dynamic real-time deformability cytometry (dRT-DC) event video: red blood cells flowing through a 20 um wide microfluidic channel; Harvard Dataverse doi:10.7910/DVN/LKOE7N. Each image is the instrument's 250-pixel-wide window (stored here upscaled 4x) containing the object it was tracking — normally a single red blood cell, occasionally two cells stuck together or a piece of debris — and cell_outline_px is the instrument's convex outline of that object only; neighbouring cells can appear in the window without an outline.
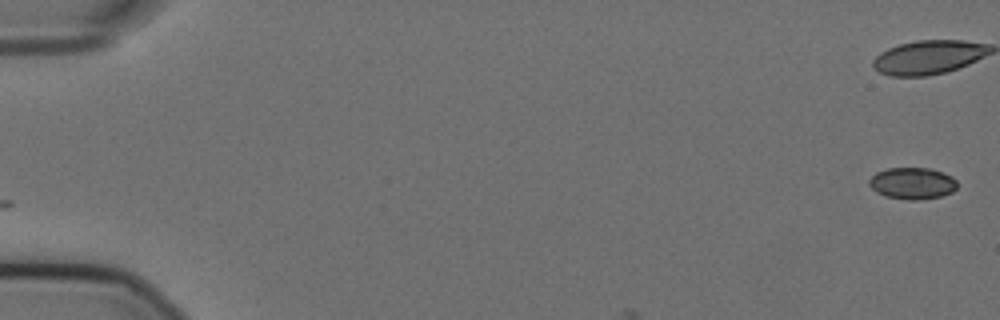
{"species": "Egyptian fruit bat (a non-hibernating species)", "species_latin": "Rousettus aegyptiacus", "temperature_condition": "cold", "stored_images_in_passage": 9, "camera_frame_rate_fps": 3000, "um_per_image_px": 0.085, "animal": {"sex": "female"}, "frame": {"image": 1, "passage_image": 1, "time_ms": 0.0, "image_size_px": [1000, 320], "cell_outline_px": [[956, 188], [952, 192], [940, 196], [916, 200], [908, 200], [884, 196], [876, 192], [868, 184], [868, 180], [876, 172], [888, 168], [932, 168], [944, 172], [952, 176], [956, 180]], "centroid_in_image_um": [77.54, 15.57], "position_along_channel_um": 7.5, "area_um2": 16.36}}